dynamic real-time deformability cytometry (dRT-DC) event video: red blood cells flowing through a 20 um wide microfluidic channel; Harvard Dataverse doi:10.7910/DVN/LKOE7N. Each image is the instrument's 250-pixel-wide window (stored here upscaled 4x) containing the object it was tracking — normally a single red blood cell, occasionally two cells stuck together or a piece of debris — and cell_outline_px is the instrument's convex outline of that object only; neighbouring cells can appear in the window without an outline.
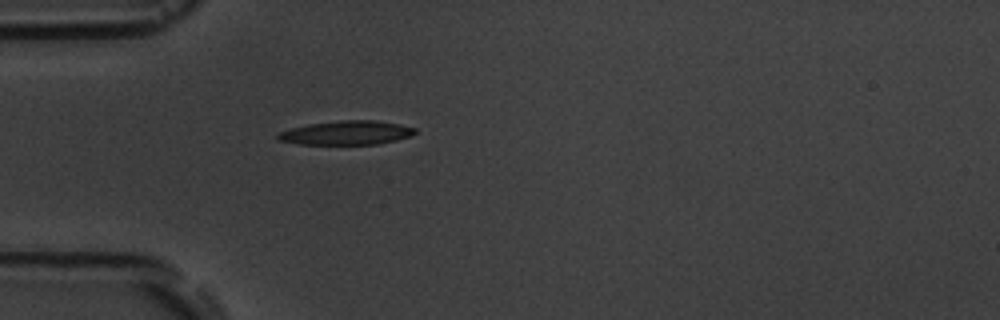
{"species": "common noctule bat (a hibernating species)", "species_latin": "Nyctalus noctula", "temperature_condition": "room temperature", "stored_images_in_passage": 1, "camera_frame_rate_fps": 3000, "um_per_image_px": 0.085, "animal": {"sex": "male", "body_mass_g": 19.5, "forearm_length_mm": 54.6}, "frame": {"image": 1, "passage_image": 1, "time_ms": 0.0, "image_size_px": [1000, 320], "cell_outline_px": [[416, 132], [412, 136], [380, 144], [300, 144], [276, 140], [276, 136], [280, 132], [292, 128], [308, 124], [340, 120], [376, 120], [400, 124], [416, 128]], "centroid_in_image_um": [29.48, 11.28], "position_along_channel_um": 55.5, "area_um2": 19.25}}